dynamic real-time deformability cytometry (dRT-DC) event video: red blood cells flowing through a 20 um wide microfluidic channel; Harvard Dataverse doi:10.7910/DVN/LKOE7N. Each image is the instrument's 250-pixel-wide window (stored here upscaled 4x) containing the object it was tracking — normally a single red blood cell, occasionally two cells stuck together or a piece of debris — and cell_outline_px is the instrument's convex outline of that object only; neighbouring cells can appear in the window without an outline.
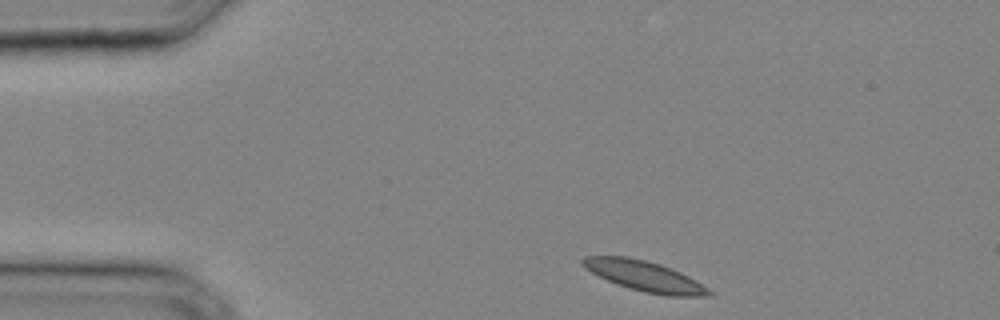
{"species": "common noctule bat (a hibernating species)", "species_latin": "Nyctalus noctula", "temperature_condition": "cold", "stored_images_in_passage": 29, "camera_frame_rate_fps": 3000, "um_per_image_px": 0.085, "animal": {"sex": "male", "body_mass_g": 20.4}, "frame": {"image": 1, "passage_image": 1, "time_ms": 0.0, "image_size_px": [1000, 320], "cell_outline_px": [[712, 296], [664, 296], [644, 292], [628, 288], [616, 284], [584, 268], [580, 264], [580, 260], [584, 256], [628, 256], [660, 264], [680, 272], [696, 280], [708, 288], [712, 292]], "centroid_in_image_um": [54.78, 23.47], "position_along_channel_um": 30.2, "area_um2": 22.37}}
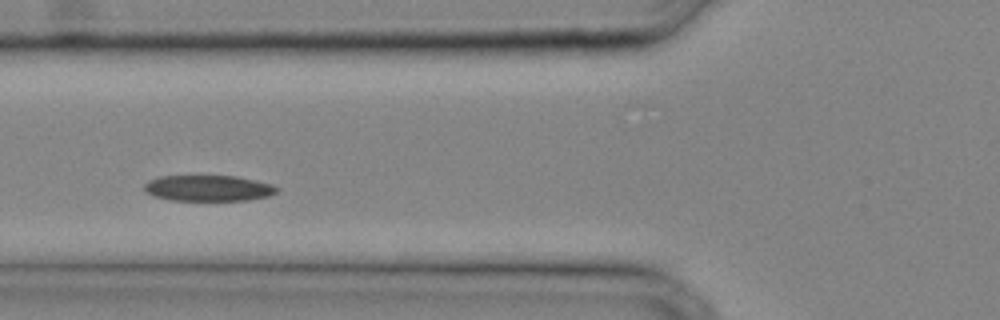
{"frame": {"image": 2, "passage_image": 8, "time_ms": 2.333, "image_size_px": [1000, 320], "cell_outline_px": [[280, 188], [276, 192], [268, 196], [248, 200], [172, 200], [152, 196], [144, 188], [144, 184], [148, 180], [160, 176], [236, 176], [256, 180], [272, 184]], "centroid_in_image_um": [17.72, 15.99], "position_along_channel_um": 108.1, "area_um2": 20.0}}
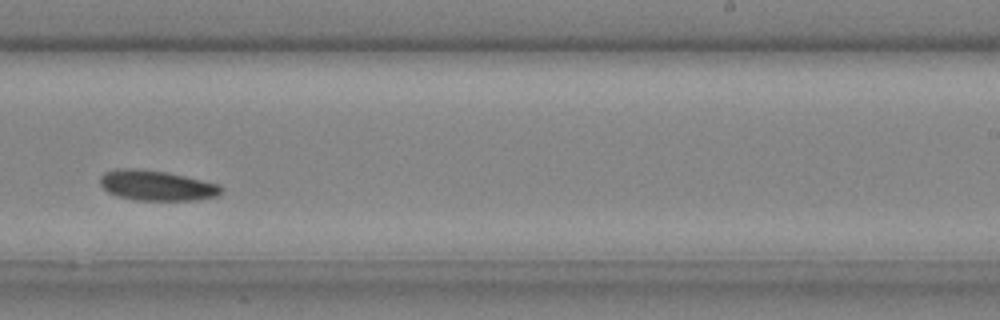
{"frame": {"image": 3, "passage_image": 17, "time_ms": 5.333, "image_size_px": [1000, 320], "cell_outline_px": [[224, 192], [216, 196], [196, 200], [136, 200], [120, 196], [108, 192], [100, 184], [100, 176], [104, 172], [116, 168], [136, 168], [168, 172], [220, 184], [224, 188]], "centroid_in_image_um": [13.34, 15.75], "position_along_channel_um": 275.7, "area_um2": 21.5}}